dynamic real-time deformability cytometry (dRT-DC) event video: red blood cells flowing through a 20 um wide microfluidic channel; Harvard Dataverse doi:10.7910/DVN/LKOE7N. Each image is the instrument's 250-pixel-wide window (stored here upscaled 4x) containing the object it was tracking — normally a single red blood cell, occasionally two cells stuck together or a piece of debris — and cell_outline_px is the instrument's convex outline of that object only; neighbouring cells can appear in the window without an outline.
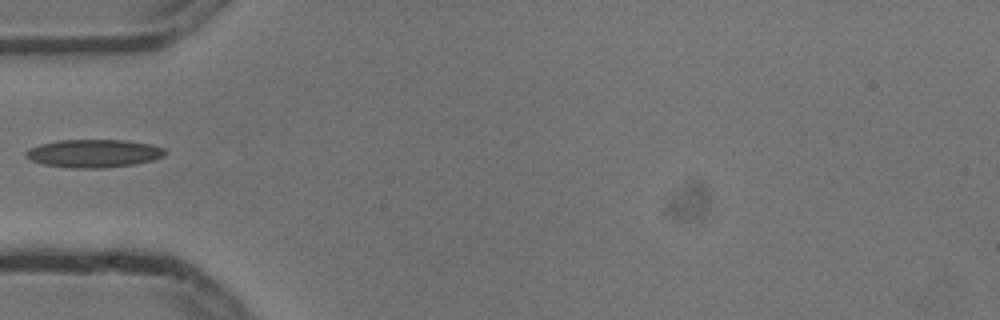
{"species": "common noctule bat (a hibernating species)", "species_latin": "Nyctalus noctula", "temperature_condition": "cold", "stored_images_in_passage": 5, "camera_frame_rate_fps": 3000, "um_per_image_px": 0.085, "animal": {"sex": "male", "body_mass_g": 13.3}, "frame": {"image": 1, "passage_image": 5, "time_ms": 1.333, "image_size_px": [1000, 320], "cell_outline_px": [[164, 156], [152, 160], [132, 164], [104, 168], [72, 168], [44, 164], [32, 160], [24, 156], [24, 152], [40, 144], [56, 140], [124, 140], [152, 144], [164, 148]], "centroid_in_image_um": [7.96, 13.03], "position_along_channel_um": 77.0, "area_um2": 22.6}}